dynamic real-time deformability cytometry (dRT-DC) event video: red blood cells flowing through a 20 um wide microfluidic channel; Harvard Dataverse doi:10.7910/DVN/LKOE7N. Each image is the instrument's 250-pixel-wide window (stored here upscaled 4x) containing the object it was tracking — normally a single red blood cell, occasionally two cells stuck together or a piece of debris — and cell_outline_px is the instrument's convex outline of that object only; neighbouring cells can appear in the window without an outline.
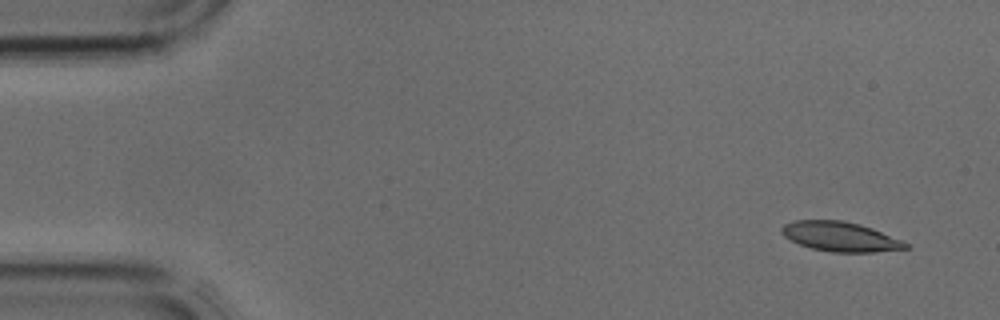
{"species": "common noctule bat (a hibernating species)", "species_latin": "Nyctalus noctula", "temperature_condition": "cold", "stored_images_in_passage": 3, "camera_frame_rate_fps": 3000, "um_per_image_px": 0.085, "animal": {"sex": "male", "body_mass_g": 17.9, "forearm_length_mm": 54.2}, "frame": {"image": 1, "passage_image": 1, "time_ms": 0.0, "image_size_px": [1000, 320], "cell_outline_px": [[908, 248], [876, 252], [832, 252], [812, 248], [800, 244], [784, 236], [780, 232], [780, 228], [784, 224], [796, 220], [840, 220], [860, 224], [872, 228], [900, 240], [908, 244]], "centroid_in_image_um": [71.39, 20.11], "position_along_channel_um": 13.6, "area_um2": 21.15}}